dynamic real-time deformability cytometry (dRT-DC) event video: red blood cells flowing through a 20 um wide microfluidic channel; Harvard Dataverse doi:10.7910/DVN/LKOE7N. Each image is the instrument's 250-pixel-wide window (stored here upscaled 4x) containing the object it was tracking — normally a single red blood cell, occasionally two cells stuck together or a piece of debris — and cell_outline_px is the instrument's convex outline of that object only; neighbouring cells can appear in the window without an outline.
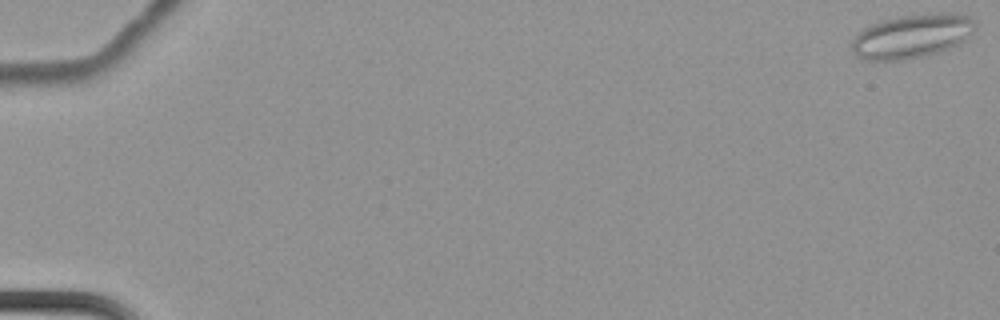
{"species": "common noctule bat (a hibernating species)", "species_latin": "Nyctalus noctula", "temperature_condition": "cold", "stored_images_in_passage": 8, "camera_frame_rate_fps": 3000, "um_per_image_px": 0.085, "animal": {"sex": "female", "body_mass_g": 22.7, "forearm_length_mm": 54.2}, "frame": {"image": 1, "passage_image": 1, "time_ms": 0.0, "image_size_px": [1000, 320], "cell_outline_px": [[976, 28], [960, 44], [936, 52], [908, 60], [864, 60], [856, 56], [852, 52], [852, 40], [856, 32], [880, 20], [900, 16], [928, 12], [956, 12], [968, 16], [976, 20]], "centroid_in_image_um": [77.51, 3.05], "position_along_channel_um": 7.5, "area_um2": 32.14}}
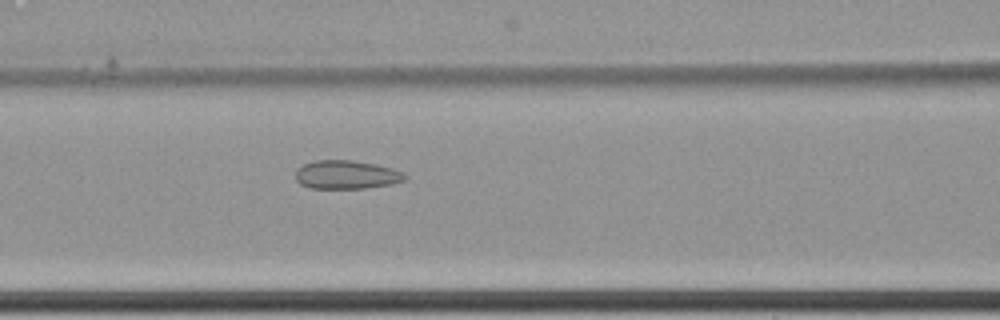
{"frame": {"image": 2, "passage_image": 8, "time_ms": 2.333, "image_size_px": [1000, 320], "cell_outline_px": [[408, 176], [404, 180], [392, 184], [364, 188], [308, 188], [300, 184], [296, 180], [296, 172], [304, 164], [316, 160], [352, 160], [376, 164], [392, 168], [404, 172]], "centroid_in_image_um": [29.47, 14.85], "position_along_channel_um": 137.1, "area_um2": 18.21}}